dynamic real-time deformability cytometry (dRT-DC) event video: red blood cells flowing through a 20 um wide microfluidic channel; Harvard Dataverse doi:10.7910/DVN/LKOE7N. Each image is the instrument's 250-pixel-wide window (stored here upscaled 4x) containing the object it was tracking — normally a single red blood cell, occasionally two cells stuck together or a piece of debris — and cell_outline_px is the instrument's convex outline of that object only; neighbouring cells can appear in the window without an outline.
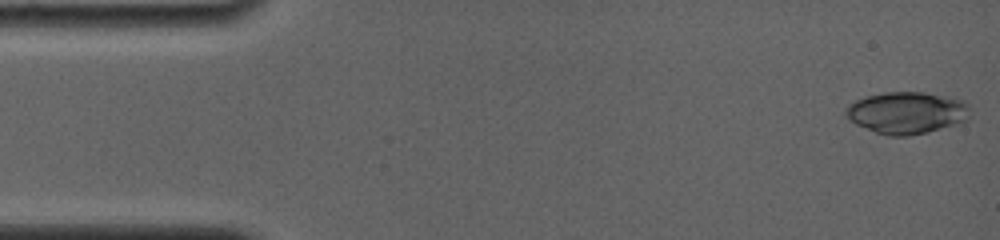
{"species": "common noctule bat (a hibernating species)", "species_latin": "Nyctalus noctula", "temperature_condition": "room temperature", "stored_images_in_passage": 19, "camera_frame_rate_fps": 4000, "um_per_image_px": 0.085, "animal": {"sex": "female", "body_mass_g": 19.0, "forearm_length_mm": 56.7}, "frame": {"image": 1, "passage_image": 1, "time_ms": 0.0, "image_size_px": [1000, 240], "cell_outline_px": [[968, 120], [956, 124], [928, 132], [908, 136], [888, 136], [876, 132], [856, 124], [844, 112], [844, 108], [848, 104], [864, 96], [884, 92], [924, 92], [948, 96], [964, 100], [968, 104]], "centroid_in_image_um": [77.08, 9.57], "position_along_channel_um": 7.9, "area_um2": 30.46}}
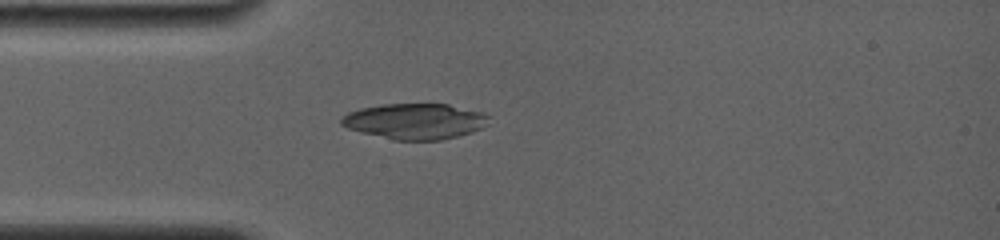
{"frame": {"image": 2, "passage_image": 17, "time_ms": 4.0, "image_size_px": [1000, 240], "cell_outline_px": [[488, 116], [480, 128], [472, 132], [440, 140], [396, 140], [348, 128], [340, 124], [340, 120], [348, 112], [360, 108], [380, 104], [448, 104], [484, 112]], "centroid_in_image_um": [35.25, 10.29], "position_along_channel_um": 49.8, "area_um2": 30.23}}